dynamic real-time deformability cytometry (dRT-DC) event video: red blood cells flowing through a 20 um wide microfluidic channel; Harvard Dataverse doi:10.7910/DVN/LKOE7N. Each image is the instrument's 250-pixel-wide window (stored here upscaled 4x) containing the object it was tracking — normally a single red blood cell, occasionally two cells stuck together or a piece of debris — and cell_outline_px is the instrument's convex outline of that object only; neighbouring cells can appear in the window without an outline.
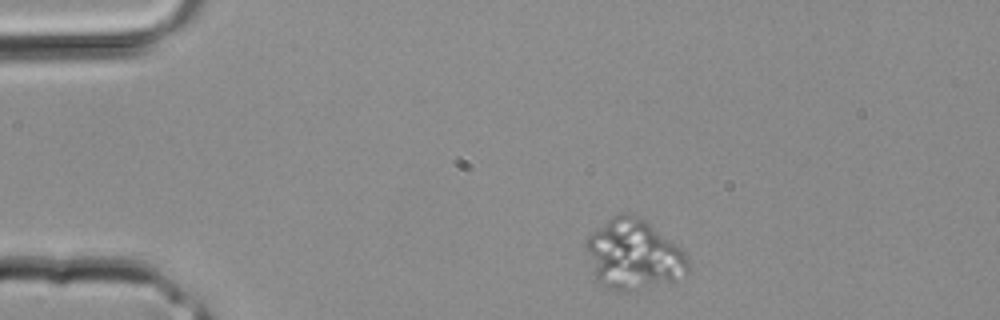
{"species": "common noctule bat (a hibernating species)", "species_latin": "Nyctalus noctula", "temperature_condition": "room temperature", "stored_images_in_passage": 1, "camera_frame_rate_fps": 3000, "um_per_image_px": 0.085, "animal": {"sex": "male", "body_mass_g": 20.4}, "frame": {"image": 1, "passage_image": 1, "time_ms": 0.0, "image_size_px": [1000, 320], "cell_outline_px": [[688, 272], [672, 280], [628, 292], [616, 292], [600, 284], [596, 280], [592, 272], [584, 244], [584, 240], [592, 232], [616, 212], [632, 212], [644, 220], [680, 248], [684, 252], [688, 260]], "centroid_in_image_um": [53.77, 21.62], "position_along_channel_um": 31.2, "area_um2": 41.62}}